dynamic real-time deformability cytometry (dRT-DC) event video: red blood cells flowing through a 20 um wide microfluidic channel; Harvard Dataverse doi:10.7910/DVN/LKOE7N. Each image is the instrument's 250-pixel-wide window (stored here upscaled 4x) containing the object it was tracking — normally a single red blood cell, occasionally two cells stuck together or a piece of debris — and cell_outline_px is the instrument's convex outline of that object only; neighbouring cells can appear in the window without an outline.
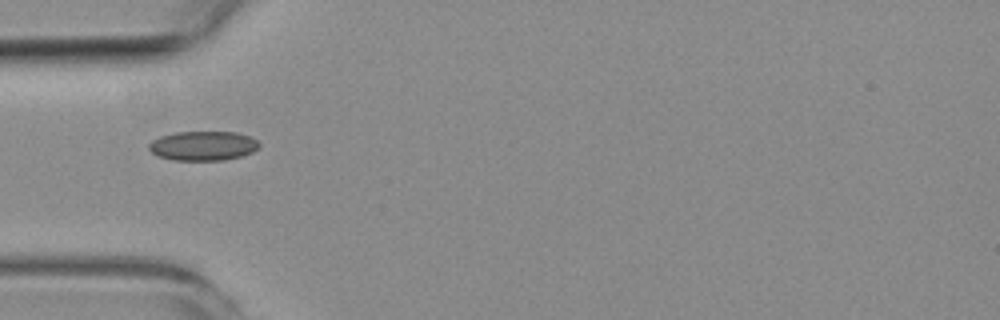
{"species": "common noctule bat (a hibernating species)", "species_latin": "Nyctalus noctula", "temperature_condition": "room temperature", "stored_images_in_passage": 6, "camera_frame_rate_fps": 3000, "um_per_image_px": 0.085, "animal": {"sex": "female", "body_mass_g": 19.3, "forearm_length_mm": 54.1}, "frame": {"image": 1, "passage_image": 1, "time_ms": 0.0, "image_size_px": [1000, 320], "cell_outline_px": [[260, 144], [252, 152], [240, 156], [224, 160], [172, 160], [160, 156], [152, 152], [148, 148], [148, 144], [152, 140], [160, 136], [176, 132], [236, 132], [252, 136]], "centroid_in_image_um": [17.25, 12.38], "position_along_channel_um": 67.7, "area_um2": 18.84}}
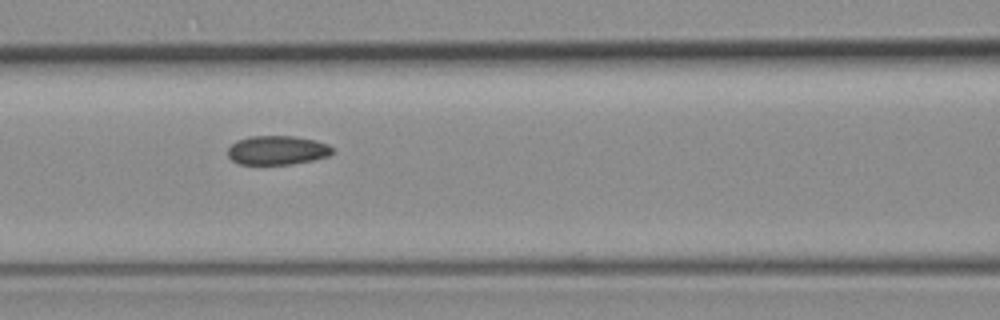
{"frame": {"image": 2, "passage_image": 3, "time_ms": 2.0, "image_size_px": [1000, 320], "cell_outline_px": [[332, 152], [328, 156], [312, 160], [292, 164], [240, 164], [232, 160], [228, 156], [228, 148], [236, 140], [248, 136], [292, 136], [316, 140], [328, 144], [332, 148]], "centroid_in_image_um": [23.54, 12.76], "position_along_channel_um": 143.1, "area_um2": 17.69}}
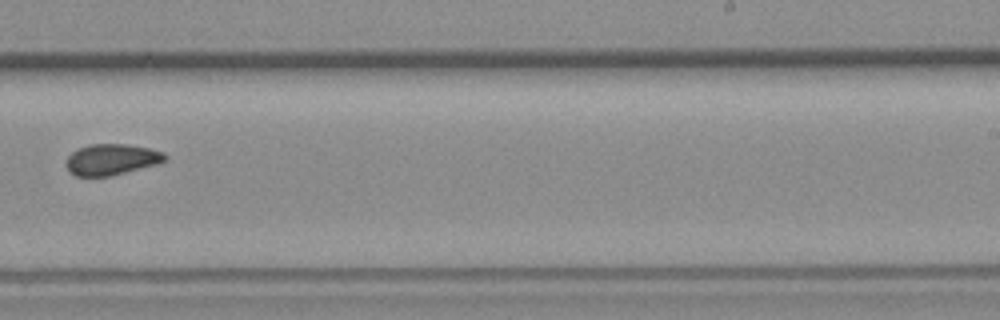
{"frame": {"image": 3, "passage_image": 6, "time_ms": 5.667, "image_size_px": [1000, 320], "cell_outline_px": [[168, 156], [164, 160], [156, 164], [112, 176], [76, 176], [68, 172], [64, 164], [68, 156], [76, 148], [88, 144], [124, 144], [148, 148], [164, 152]], "centroid_in_image_um": [9.42, 13.56], "position_along_channel_um": 279.6, "area_um2": 18.03}}